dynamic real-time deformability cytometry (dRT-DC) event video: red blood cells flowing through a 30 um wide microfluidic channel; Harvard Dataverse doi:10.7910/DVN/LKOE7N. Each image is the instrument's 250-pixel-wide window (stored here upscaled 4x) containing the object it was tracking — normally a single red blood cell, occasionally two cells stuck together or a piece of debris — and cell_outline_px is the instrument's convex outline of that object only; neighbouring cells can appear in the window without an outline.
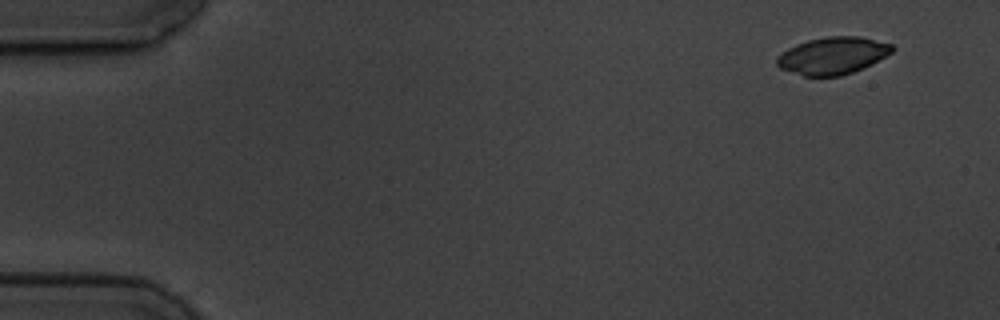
{"species": "common noctule bat (a hibernating species)", "species_latin": "Nyctalus noctula", "temperature_condition": "cold", "stored_images_in_passage": 4, "camera_frame_rate_fps": 3000, "um_per_image_px": 0.085, "animal": {"sex": "male", "body_mass_g": 19.5, "forearm_length_mm": 54.6}, "frame": {"image": 1, "passage_image": 1, "time_ms": 0.0, "image_size_px": [1000, 320], "cell_outline_px": [[896, 48], [892, 52], [852, 72], [840, 76], [804, 76], [780, 68], [776, 64], [776, 56], [788, 48], [796, 44], [808, 40], [828, 36], [860, 36], [892, 44]], "centroid_in_image_um": [70.74, 4.72], "position_along_channel_um": 14.3, "area_um2": 24.74}}
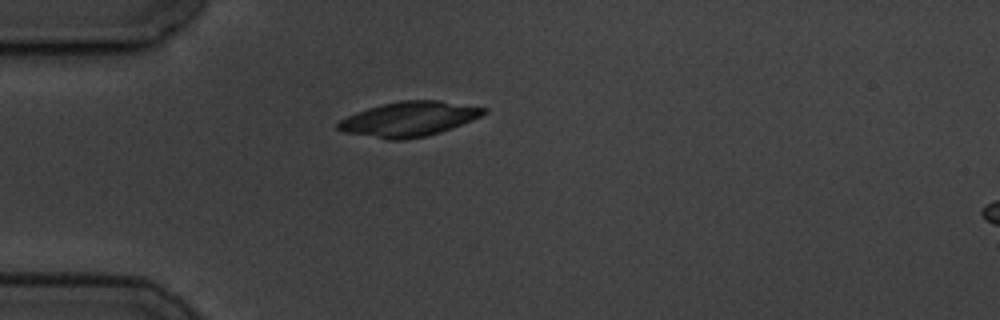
{"frame": {"image": 2, "passage_image": 4, "time_ms": 4.0, "image_size_px": [1000, 320], "cell_outline_px": [[488, 112], [472, 120], [440, 132], [428, 136], [404, 140], [388, 140], [344, 132], [336, 128], [336, 124], [340, 120], [356, 112], [380, 104], [400, 100], [440, 100], [488, 108]], "centroid_in_image_um": [34.76, 10.11], "position_along_channel_um": 50.2, "area_um2": 29.65}}